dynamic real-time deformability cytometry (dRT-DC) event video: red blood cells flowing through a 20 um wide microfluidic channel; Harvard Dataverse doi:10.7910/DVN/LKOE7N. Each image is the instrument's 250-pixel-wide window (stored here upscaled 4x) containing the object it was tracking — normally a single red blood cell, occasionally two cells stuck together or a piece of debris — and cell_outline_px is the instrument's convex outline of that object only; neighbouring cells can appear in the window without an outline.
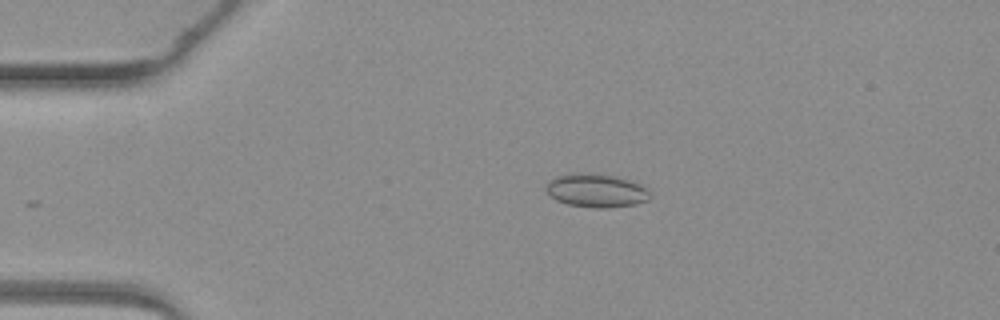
{"species": "common noctule bat (a hibernating species)", "species_latin": "Nyctalus noctula", "temperature_condition": "warm", "stored_images_in_passage": 2, "camera_frame_rate_fps": 3000, "um_per_image_px": 0.085, "animal": {"sex": "female", "body_mass_g": 19.3, "forearm_length_mm": 54.1}, "frame": {"image": 1, "passage_image": 1, "time_ms": 0.0, "image_size_px": [1000, 320], "cell_outline_px": [[648, 200], [636, 204], [608, 208], [592, 208], [568, 204], [556, 200], [544, 188], [548, 180], [556, 176], [576, 172], [612, 176], [628, 180], [640, 184], [648, 188]], "centroid_in_image_um": [50.64, 16.2], "position_along_channel_um": 34.4, "area_um2": 20.17}}